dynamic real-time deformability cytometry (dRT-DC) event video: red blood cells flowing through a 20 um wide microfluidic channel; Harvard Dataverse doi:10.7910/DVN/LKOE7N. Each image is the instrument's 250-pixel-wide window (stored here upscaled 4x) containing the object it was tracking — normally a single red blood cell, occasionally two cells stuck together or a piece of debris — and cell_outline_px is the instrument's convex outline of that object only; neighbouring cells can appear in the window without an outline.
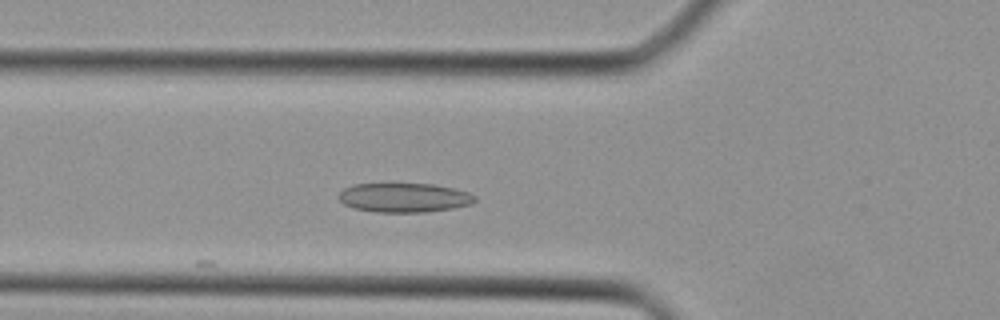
{"species": "Egyptian fruit bat (a non-hibernating species)", "species_latin": "Rousettus aegyptiacus", "temperature_condition": "cold", "stored_images_in_passage": 9, "camera_frame_rate_fps": 3000, "um_per_image_px": 0.085, "animal": {"sex": "female"}, "frame": {"image": 1, "passage_image": 3, "time_ms": 0.667, "image_size_px": [1000, 320], "cell_outline_px": [[476, 200], [468, 204], [452, 208], [424, 212], [376, 212], [356, 208], [344, 204], [340, 200], [340, 192], [344, 188], [352, 184], [436, 184], [456, 188], [468, 192], [476, 196]], "centroid_in_image_um": [34.37, 16.79], "position_along_channel_um": 91.4, "area_um2": 23.06}}
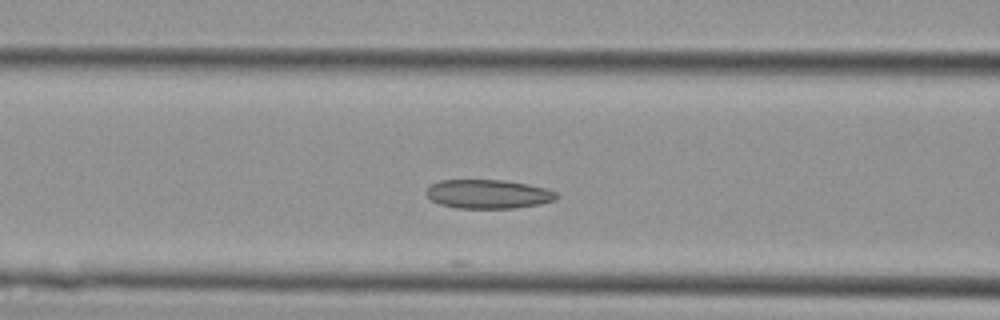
{"frame": {"image": 2, "passage_image": 5, "time_ms": 1.333, "image_size_px": [1000, 320], "cell_outline_px": [[556, 196], [552, 200], [540, 204], [512, 208], [456, 208], [440, 204], [432, 200], [424, 192], [432, 184], [440, 180], [504, 180], [528, 184], [548, 188], [556, 192]], "centroid_in_image_um": [41.47, 16.49], "position_along_channel_um": 125.1, "area_um2": 21.85}}